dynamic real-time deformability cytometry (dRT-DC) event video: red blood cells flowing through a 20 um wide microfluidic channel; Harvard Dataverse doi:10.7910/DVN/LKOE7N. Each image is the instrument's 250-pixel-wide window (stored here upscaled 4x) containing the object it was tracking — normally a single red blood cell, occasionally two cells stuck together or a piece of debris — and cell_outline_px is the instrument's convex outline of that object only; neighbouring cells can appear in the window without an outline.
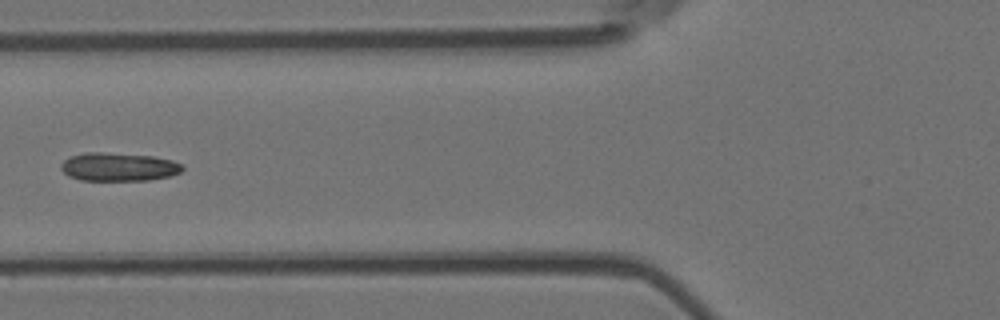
{"species": "Egyptian fruit bat (a non-hibernating species)", "species_latin": "Rousettus aegyptiacus", "temperature_condition": "room temperature", "stored_images_in_passage": 4, "camera_frame_rate_fps": 3000, "um_per_image_px": 0.085, "animal": {"sex": "female"}, "frame": {"image": 1, "passage_image": 4, "time_ms": 1.0, "image_size_px": [1000, 320], "cell_outline_px": [[184, 168], [180, 172], [172, 176], [148, 180], [80, 180], [68, 176], [60, 168], [60, 164], [64, 160], [72, 156], [84, 152], [104, 152], [152, 156], [172, 160], [180, 164]], "centroid_in_image_um": [10.07, 14.18], "position_along_channel_um": 115.7, "area_um2": 20.11}}